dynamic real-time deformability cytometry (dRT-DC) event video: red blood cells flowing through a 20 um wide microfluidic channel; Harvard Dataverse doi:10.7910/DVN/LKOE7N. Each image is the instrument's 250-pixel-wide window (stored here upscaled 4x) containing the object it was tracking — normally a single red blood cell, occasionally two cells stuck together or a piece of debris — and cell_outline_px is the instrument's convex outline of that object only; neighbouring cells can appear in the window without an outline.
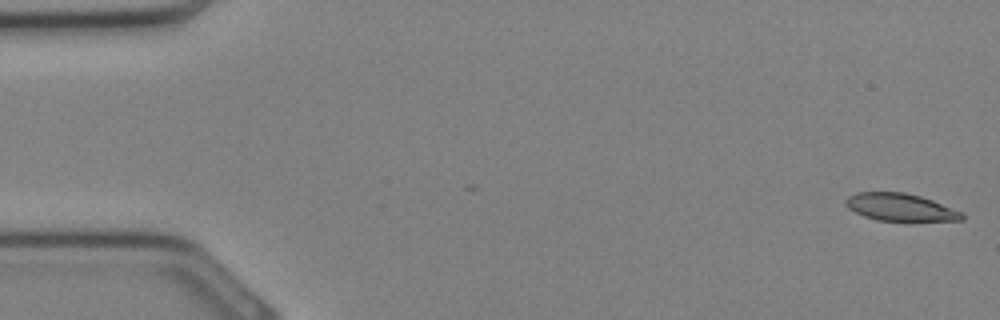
{"species": "Egyptian fruit bat (a non-hibernating species)", "species_latin": "Rousettus aegyptiacus", "temperature_condition": "cold", "stored_images_in_passage": 12, "camera_frame_rate_fps": 3000, "um_per_image_px": 0.085, "animal": {"sex": "female"}, "frame": {"image": 1, "passage_image": 1, "time_ms": 0.0, "image_size_px": [1000, 320], "cell_outline_px": [[964, 220], [876, 220], [864, 216], [848, 208], [844, 204], [844, 200], [848, 196], [856, 192], [904, 192], [920, 196], [932, 200], [964, 212]], "centroid_in_image_um": [76.51, 17.6], "position_along_channel_um": 8.5, "area_um2": 18.5}}
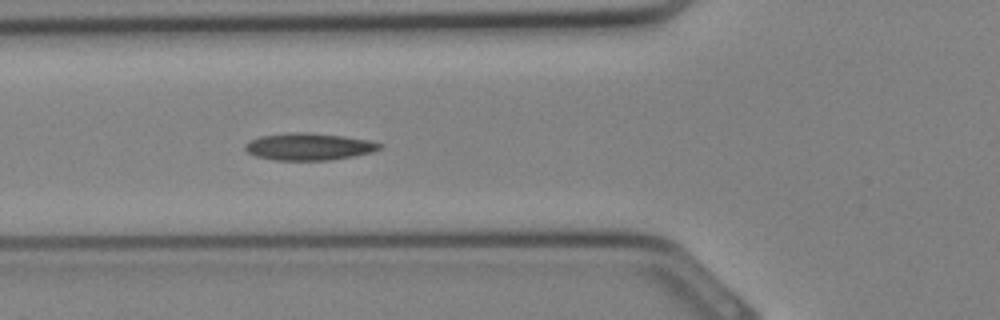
{"frame": {"image": 2, "passage_image": 12, "time_ms": 3.667, "image_size_px": [1000, 320], "cell_outline_px": [[384, 144], [380, 148], [372, 152], [352, 156], [328, 160], [276, 160], [256, 156], [248, 152], [244, 148], [244, 144], [248, 140], [260, 136], [288, 132], [308, 132], [344, 136], [372, 140]], "centroid_in_image_um": [26.25, 12.45], "position_along_channel_um": 99.6, "area_um2": 21.39}}